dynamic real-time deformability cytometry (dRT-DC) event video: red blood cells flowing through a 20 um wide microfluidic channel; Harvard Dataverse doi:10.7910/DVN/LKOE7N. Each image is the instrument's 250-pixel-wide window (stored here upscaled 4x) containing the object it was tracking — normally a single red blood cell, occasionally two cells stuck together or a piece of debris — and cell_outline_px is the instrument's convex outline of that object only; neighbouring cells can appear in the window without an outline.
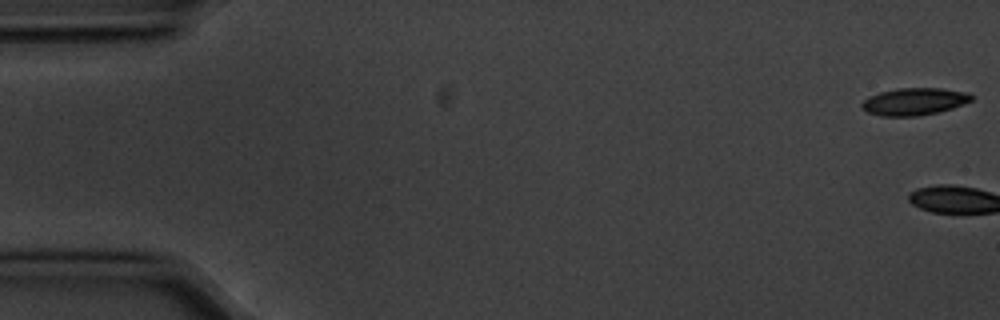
{"species": "common noctule bat (a hibernating species)", "species_latin": "Nyctalus noctula", "temperature_condition": "cold", "stored_images_in_passage": 7, "camera_frame_rate_fps": 3000, "um_per_image_px": 0.085, "animal": {"sex": "male", "body_mass_g": 20.1, "forearm_length_mm": 53.5}, "frame": {"image": 1, "passage_image": 1, "time_ms": 0.0, "image_size_px": [1000, 320], "cell_outline_px": [[972, 100], [952, 108], [920, 116], [880, 116], [868, 112], [860, 108], [860, 104], [868, 96], [880, 92], [896, 88], [940, 88], [968, 92], [972, 96]], "centroid_in_image_um": [77.66, 8.63], "position_along_channel_um": 7.3, "area_um2": 17.46}}
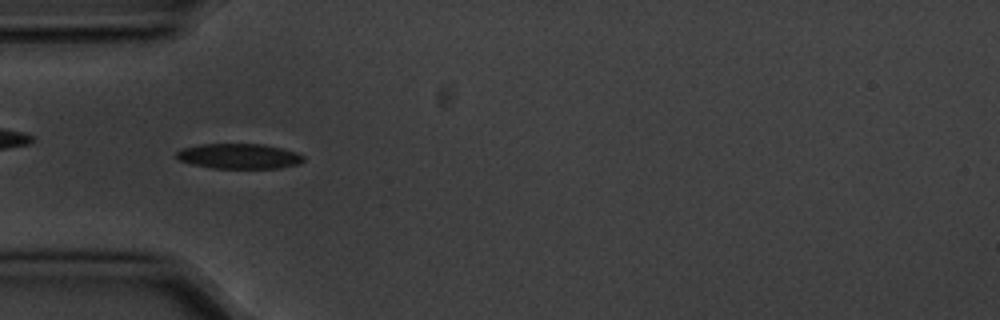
{"frame": {"image": 2, "passage_image": 6, "time_ms": 1.667, "image_size_px": [1000, 320], "cell_outline_px": [[304, 160], [300, 164], [280, 168], [212, 168], [192, 164], [180, 160], [176, 156], [176, 152], [180, 148], [200, 144], [264, 144], [284, 148], [296, 152], [304, 156]], "centroid_in_image_um": [20.34, 13.27], "position_along_channel_um": 64.7, "area_um2": 18.79}}